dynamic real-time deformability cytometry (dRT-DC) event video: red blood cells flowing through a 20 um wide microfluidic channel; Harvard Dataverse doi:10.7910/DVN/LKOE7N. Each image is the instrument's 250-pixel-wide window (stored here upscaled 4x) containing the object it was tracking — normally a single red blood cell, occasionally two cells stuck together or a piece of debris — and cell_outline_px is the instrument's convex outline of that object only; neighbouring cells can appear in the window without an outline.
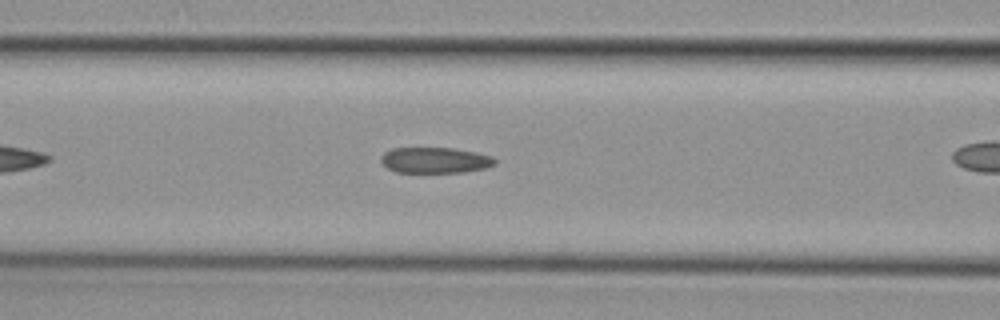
{"species": "common noctule bat (a hibernating species)", "species_latin": "Nyctalus noctula", "temperature_condition": "cold", "stored_images_in_passage": 36, "camera_frame_rate_fps": 3000, "um_per_image_px": 0.085, "animal": {"sex": "female", "body_mass_g": 29.2, "forearm_length_mm": 56.3}, "frame": {"image": 1, "passage_image": 12, "time_ms": 3.667, "image_size_px": [1000, 320], "cell_outline_px": [[496, 164], [484, 168], [460, 172], [396, 172], [388, 168], [380, 160], [380, 156], [384, 152], [392, 148], [452, 148], [476, 152], [492, 156], [496, 160]], "centroid_in_image_um": [36.96, 13.61], "position_along_channel_um": 129.6, "area_um2": 17.05}}